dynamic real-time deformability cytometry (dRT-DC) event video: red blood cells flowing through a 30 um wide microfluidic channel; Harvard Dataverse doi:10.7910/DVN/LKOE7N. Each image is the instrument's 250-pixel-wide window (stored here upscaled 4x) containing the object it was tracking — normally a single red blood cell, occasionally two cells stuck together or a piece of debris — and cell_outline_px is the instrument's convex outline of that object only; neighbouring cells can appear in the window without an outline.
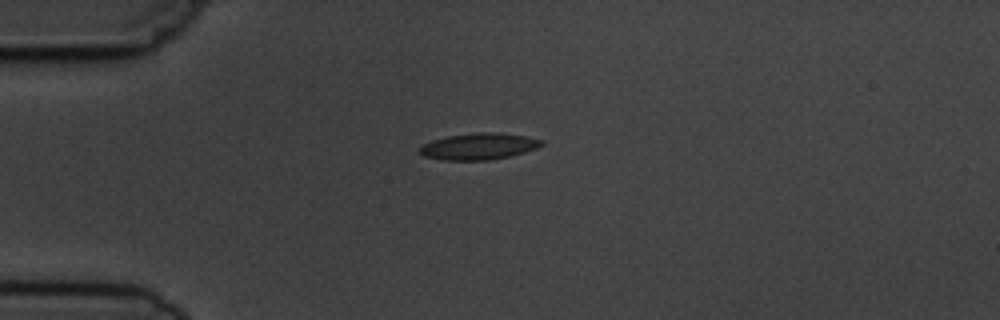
{"species": "common noctule bat (a hibernating species)", "species_latin": "Nyctalus noctula", "temperature_condition": "cold", "stored_images_in_passage": 1, "camera_frame_rate_fps": 3000, "um_per_image_px": 0.085, "animal": {"sex": "male", "body_mass_g": 19.5, "forearm_length_mm": 54.6}, "frame": {"image": 1, "passage_image": 1, "time_ms": 0.0, "image_size_px": [1000, 320], "cell_outline_px": [[544, 144], [536, 148], [524, 152], [508, 156], [488, 160], [440, 160], [424, 156], [416, 152], [424, 144], [432, 140], [448, 136], [476, 132], [496, 132], [524, 136], [544, 140]], "centroid_in_image_um": [40.67, 12.44], "position_along_channel_um": 44.3, "area_um2": 18.79}}